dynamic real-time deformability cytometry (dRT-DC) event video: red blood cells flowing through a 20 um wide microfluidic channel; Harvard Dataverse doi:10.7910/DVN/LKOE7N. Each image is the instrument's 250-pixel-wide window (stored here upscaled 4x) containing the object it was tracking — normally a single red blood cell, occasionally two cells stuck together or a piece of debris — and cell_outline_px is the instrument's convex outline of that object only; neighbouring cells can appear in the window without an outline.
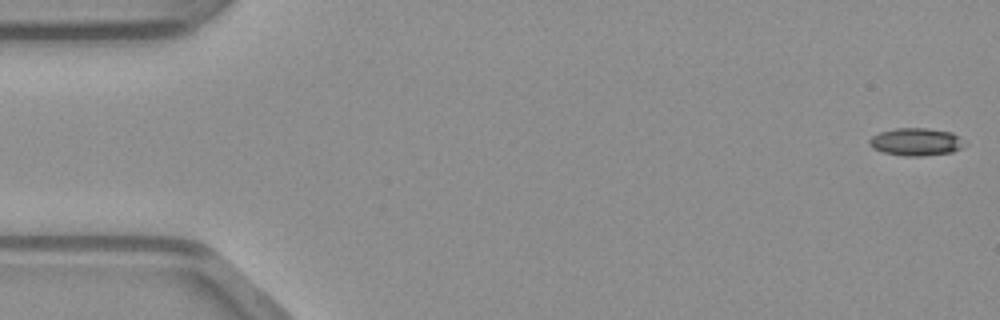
{"species": "common noctule bat (a hibernating species)", "species_latin": "Nyctalus noctula", "temperature_condition": "warm", "stored_images_in_passage": 48, "camera_frame_rate_fps": 3000, "um_per_image_px": 0.085, "animal": {"sex": "male", "body_mass_g": 23.1, "forearm_length_mm": 52.7}, "frame": {"image": 1, "passage_image": 1, "time_ms": 0.0, "image_size_px": [1000, 320], "cell_outline_px": [[968, 144], [952, 152], [920, 156], [904, 156], [884, 152], [872, 148], [868, 144], [868, 140], [872, 136], [880, 132], [896, 128], [928, 128], [952, 132]], "centroid_in_image_um": [77.86, 12.05], "position_along_channel_um": 7.1, "area_um2": 15.37}}
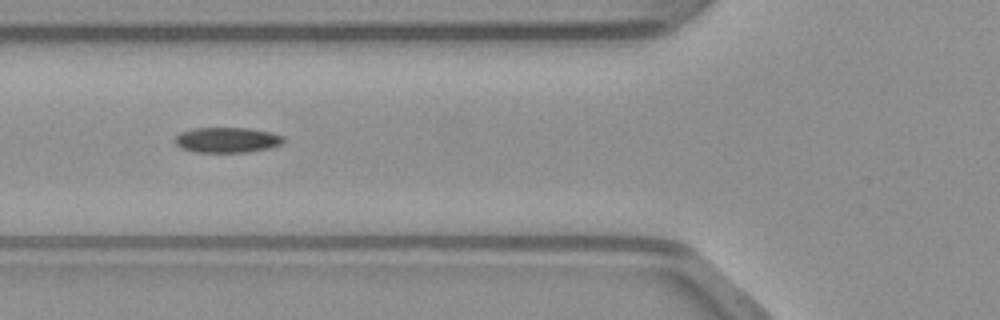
{"frame": {"image": 2, "passage_image": 18, "time_ms": 5.667, "image_size_px": [1000, 320], "cell_outline_px": [[284, 140], [280, 144], [268, 148], [248, 152], [196, 152], [180, 148], [176, 144], [176, 136], [180, 132], [196, 128], [248, 128], [268, 132], [284, 136]], "centroid_in_image_um": [19.28, 11.9], "position_along_channel_um": 106.5, "area_um2": 15.84}}
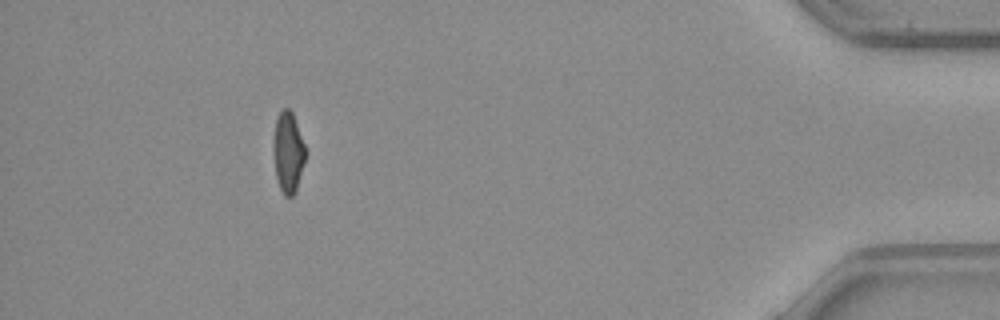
{"frame": {"image": 3, "passage_image": 44, "time_ms": 14.333, "image_size_px": [1000, 320], "cell_outline_px": [[304, 160], [296, 192], [292, 196], [284, 196], [280, 188], [276, 176], [276, 116], [284, 108], [288, 108], [292, 112], [304, 144]], "centroid_in_image_um": [24.52, 12.97], "position_along_channel_um": 410.7, "area_um2": 14.05}}